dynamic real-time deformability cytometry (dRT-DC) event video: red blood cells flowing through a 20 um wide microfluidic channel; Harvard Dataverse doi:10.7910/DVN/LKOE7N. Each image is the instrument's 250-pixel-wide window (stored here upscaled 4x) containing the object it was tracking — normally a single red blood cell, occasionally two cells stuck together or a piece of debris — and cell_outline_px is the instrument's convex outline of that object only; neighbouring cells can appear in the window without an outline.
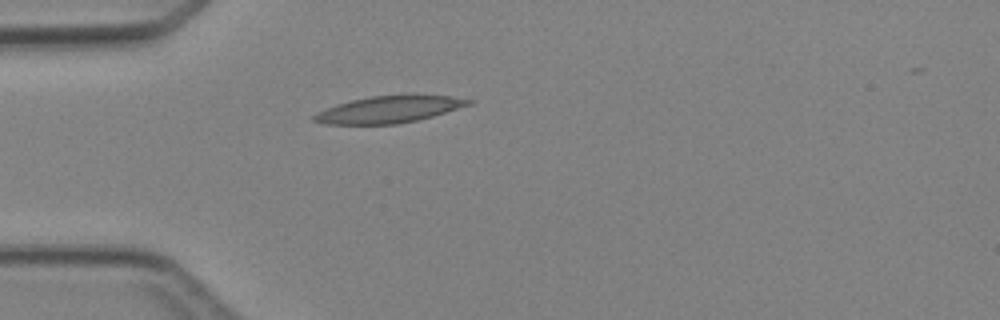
{"species": "Egyptian fruit bat (a non-hibernating species)", "species_latin": "Rousettus aegyptiacus", "temperature_condition": "cold", "stored_images_in_passage": 1, "camera_frame_rate_fps": 3000, "um_per_image_px": 0.085, "animal": {"sex": "female"}, "frame": {"image": 1, "passage_image": 1, "time_ms": 0.0, "image_size_px": [1000, 320], "cell_outline_px": [[476, 100], [472, 104], [432, 116], [416, 120], [396, 124], [324, 124], [312, 120], [312, 116], [316, 112], [336, 104], [368, 96], [408, 92], [416, 92], [452, 96]], "centroid_in_image_um": [33.13, 9.24], "position_along_channel_um": 51.9, "area_um2": 25.14}}